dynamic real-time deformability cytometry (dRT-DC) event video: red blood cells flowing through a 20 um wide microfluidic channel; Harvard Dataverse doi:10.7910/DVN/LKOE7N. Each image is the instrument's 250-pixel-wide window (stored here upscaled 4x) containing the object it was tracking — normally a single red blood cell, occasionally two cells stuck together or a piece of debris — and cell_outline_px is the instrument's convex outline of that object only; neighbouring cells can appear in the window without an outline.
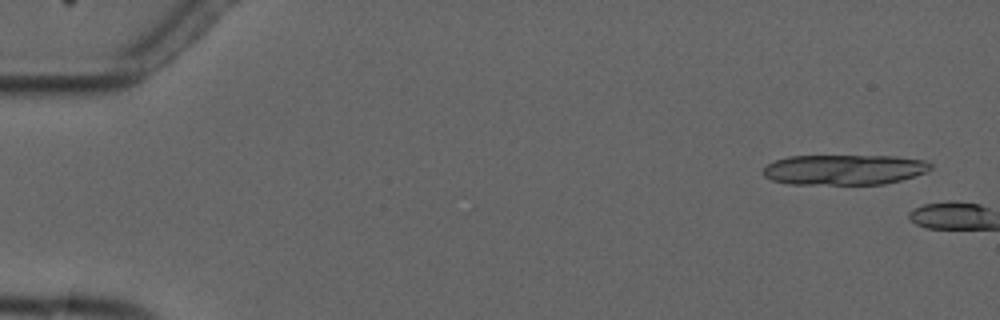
{"species": "common noctule bat (a hibernating species)", "species_latin": "Nyctalus noctula", "temperature_condition": "cold", "stored_images_in_passage": 6, "camera_frame_rate_fps": 3000, "um_per_image_px": 0.085, "animal": {"sex": "male", "forearm_length_mm": 52.5}, "frame": {"image": 1, "passage_image": 1, "time_ms": 0.0, "image_size_px": [1000, 320], "cell_outline_px": [[932, 168], [924, 172], [900, 180], [884, 184], [788, 184], [772, 180], [764, 176], [764, 168], [768, 164], [776, 160], [788, 156], [896, 156], [928, 160], [932, 164]], "centroid_in_image_um": [71.77, 14.41], "position_along_channel_um": 13.2, "area_um2": 29.54}}